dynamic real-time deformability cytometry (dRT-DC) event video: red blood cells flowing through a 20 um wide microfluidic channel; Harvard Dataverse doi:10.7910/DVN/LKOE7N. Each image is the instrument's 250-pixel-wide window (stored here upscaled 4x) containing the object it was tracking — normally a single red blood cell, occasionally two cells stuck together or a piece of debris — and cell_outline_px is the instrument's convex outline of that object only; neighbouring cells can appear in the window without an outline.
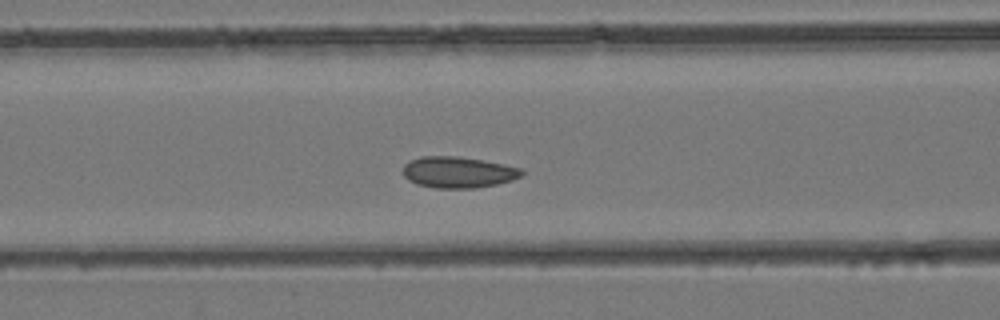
{"species": "common noctule bat (a hibernating species)", "species_latin": "Nyctalus noctula", "temperature_condition": "room temperature", "stored_images_in_passage": 42, "camera_frame_rate_fps": 3000, "um_per_image_px": 0.085, "animal": {"sex": "female", "body_mass_g": 24.6, "forearm_length_mm": 56.2}, "frame": {"image": 1, "passage_image": 16, "time_ms": 5.0, "image_size_px": [1000, 320], "cell_outline_px": [[524, 172], [520, 176], [512, 180], [496, 184], [476, 188], [436, 188], [416, 184], [408, 180], [404, 176], [404, 164], [408, 160], [420, 156], [456, 156], [504, 164], [520, 168]], "centroid_in_image_um": [38.9, 14.64], "position_along_channel_um": 127.7, "area_um2": 21.56}}
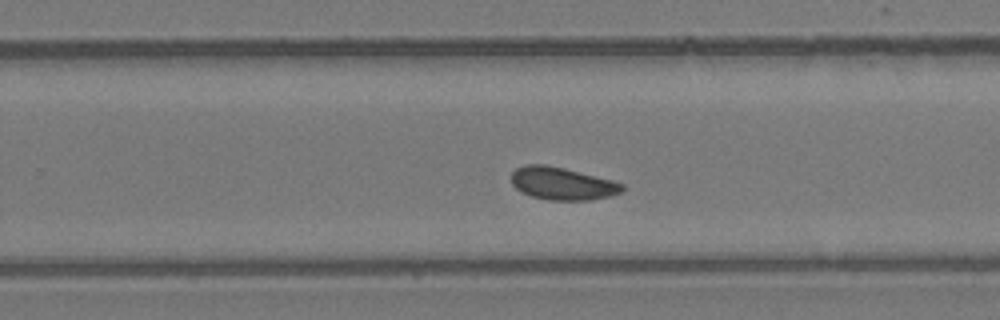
{"frame": {"image": 2, "passage_image": 26, "time_ms": 8.333, "image_size_px": [1000, 320], "cell_outline_px": [[624, 188], [620, 192], [608, 196], [592, 200], [548, 200], [532, 196], [520, 192], [512, 184], [512, 172], [516, 168], [524, 164], [544, 164], [564, 168], [612, 180], [624, 184]], "centroid_in_image_um": [47.76, 15.6], "position_along_channel_um": 282.0, "area_um2": 21.04}}
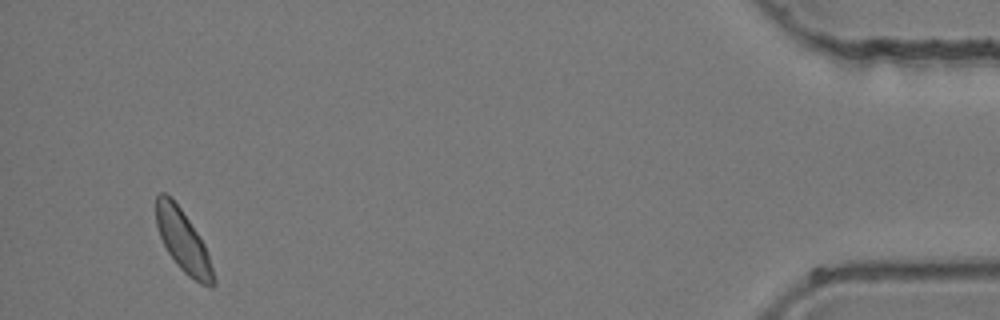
{"frame": {"image": 3, "passage_image": 40, "time_ms": 13.0, "image_size_px": [1000, 320], "cell_outline_px": [[216, 284], [212, 288], [208, 288], [200, 284], [188, 276], [176, 264], [168, 252], [160, 236], [156, 224], [156, 196], [160, 192], [164, 192], [180, 208], [204, 244], [216, 280]], "centroid_in_image_um": [15.57, 20.55], "position_along_channel_um": 419.6, "area_um2": 20.29}}